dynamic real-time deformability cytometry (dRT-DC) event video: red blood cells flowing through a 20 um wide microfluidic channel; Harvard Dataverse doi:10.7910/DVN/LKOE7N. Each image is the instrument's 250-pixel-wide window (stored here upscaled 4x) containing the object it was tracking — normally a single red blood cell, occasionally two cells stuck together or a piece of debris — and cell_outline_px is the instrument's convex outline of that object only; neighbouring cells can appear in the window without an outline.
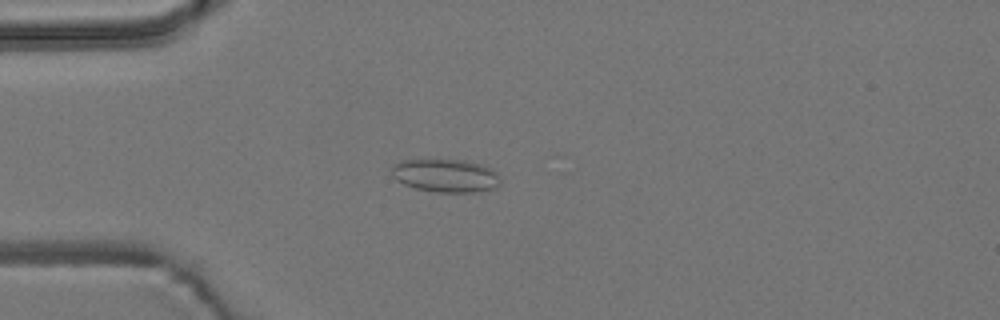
{"species": "common noctule bat (a hibernating species)", "species_latin": "Nyctalus noctula", "temperature_condition": "room temperature", "stored_images_in_passage": 32, "camera_frame_rate_fps": 3000, "um_per_image_px": 0.085, "animal": {"sex": "male", "body_mass_g": 19.2, "forearm_length_mm": 51.8}, "frame": {"image": 1, "passage_image": 15, "time_ms": 4.667, "image_size_px": [1000, 320], "cell_outline_px": [[500, 184], [496, 188], [472, 192], [436, 192], [416, 188], [404, 184], [396, 180], [392, 176], [392, 164], [400, 160], [424, 156], [464, 160], [480, 164], [492, 168], [500, 176]], "centroid_in_image_um": [37.82, 14.86], "position_along_channel_um": 47.2, "area_um2": 22.02}}
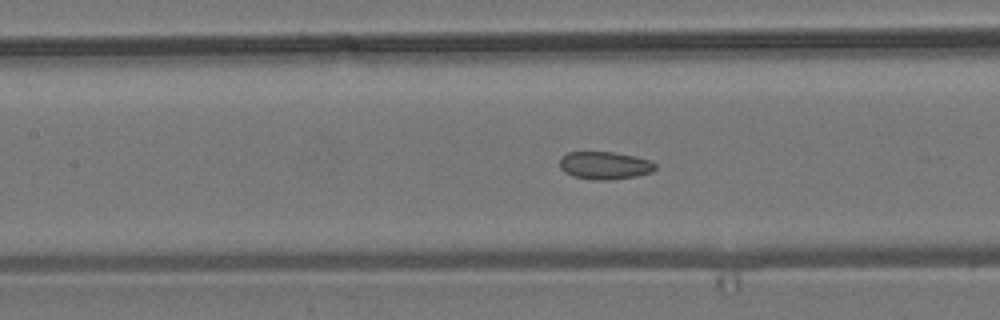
{"frame": {"image": 2, "passage_image": 25, "time_ms": 8.0, "image_size_px": [1000, 320], "cell_outline_px": [[656, 168], [652, 172], [636, 176], [608, 180], [592, 180], [572, 176], [564, 172], [560, 168], [560, 156], [568, 152], [612, 152], [636, 156], [652, 160], [656, 164]], "centroid_in_image_um": [51.4, 14.06], "position_along_channel_um": 156.0, "area_um2": 15.66}}
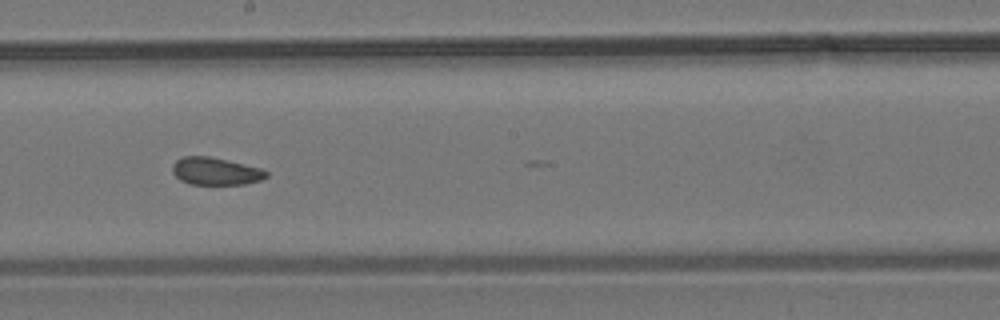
{"frame": {"image": 3, "passage_image": 31, "time_ms": 10.0, "image_size_px": [1000, 320], "cell_outline_px": [[268, 176], [260, 180], [244, 184], [188, 184], [180, 180], [172, 172], [172, 164], [176, 160], [184, 156], [208, 156], [244, 164], [260, 168], [268, 172]], "centroid_in_image_um": [18.29, 14.55], "position_along_channel_um": 229.9, "area_um2": 14.97}}